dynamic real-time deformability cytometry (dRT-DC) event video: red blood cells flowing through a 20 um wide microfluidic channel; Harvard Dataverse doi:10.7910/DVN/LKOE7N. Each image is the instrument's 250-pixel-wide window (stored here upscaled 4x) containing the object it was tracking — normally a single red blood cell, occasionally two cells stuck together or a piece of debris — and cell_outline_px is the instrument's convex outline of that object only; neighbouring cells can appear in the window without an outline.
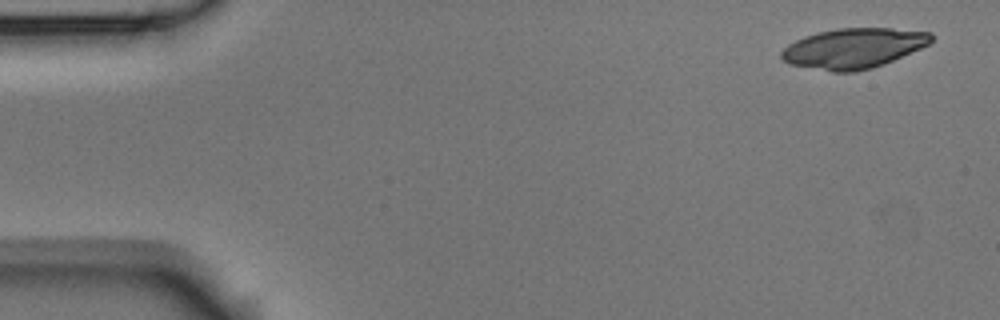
{"species": "Egyptian fruit bat (a non-hibernating species)", "species_latin": "Rousettus aegyptiacus", "temperature_condition": "room temperature", "stored_images_in_passage": 4, "camera_frame_rate_fps": 3000, "um_per_image_px": 0.085, "animal": {"sex": "male"}, "frame": {"image": 1, "passage_image": 1, "time_ms": 0.0, "image_size_px": [1000, 320], "cell_outline_px": [[932, 40], [928, 44], [920, 48], [884, 64], [872, 68], [856, 72], [832, 72], [788, 64], [780, 56], [780, 52], [788, 44], [804, 36], [816, 32], [836, 28], [892, 28], [932, 32]], "centroid_in_image_um": [72.52, 4.1], "position_along_channel_um": 12.5, "area_um2": 35.14}}